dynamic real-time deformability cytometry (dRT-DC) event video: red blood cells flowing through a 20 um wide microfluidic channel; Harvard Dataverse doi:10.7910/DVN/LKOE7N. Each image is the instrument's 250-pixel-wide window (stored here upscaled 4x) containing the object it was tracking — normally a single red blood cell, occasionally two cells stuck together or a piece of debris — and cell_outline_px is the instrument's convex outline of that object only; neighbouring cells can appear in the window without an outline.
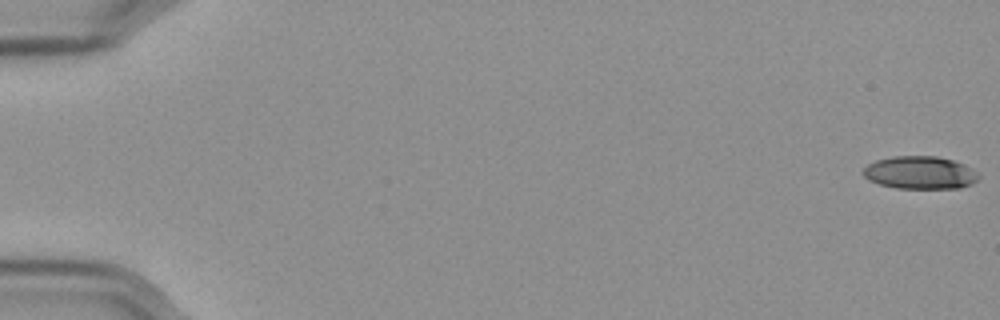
{"species": "Egyptian fruit bat (a non-hibernating species)", "species_latin": "Rousettus aegyptiacus", "temperature_condition": "cold", "stored_images_in_passage": 57, "camera_frame_rate_fps": 3000, "um_per_image_px": 0.085, "frame": {"image": 1, "passage_image": 1, "time_ms": 0.0, "image_size_px": [1000, 320], "cell_outline_px": [[980, 176], [972, 184], [960, 188], [896, 188], [880, 184], [868, 180], [860, 172], [868, 164], [876, 160], [892, 156], [936, 156], [952, 160], [964, 164], [980, 172]], "centroid_in_image_um": [78.21, 14.67], "position_along_channel_um": 6.8, "area_um2": 22.25}}
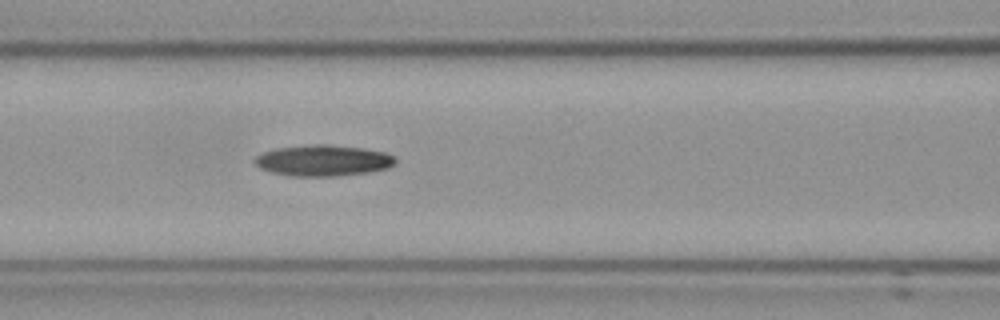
{"frame": {"image": 2, "passage_image": 26, "time_ms": 8.333, "image_size_px": [1000, 320], "cell_outline_px": [[396, 164], [388, 168], [368, 172], [336, 176], [288, 176], [272, 172], [260, 168], [252, 160], [256, 156], [264, 152], [276, 148], [312, 144], [328, 144], [364, 148], [384, 152], [392, 156], [396, 160]], "centroid_in_image_um": [27.45, 13.64], "position_along_channel_um": 139.1, "area_um2": 25.55}}
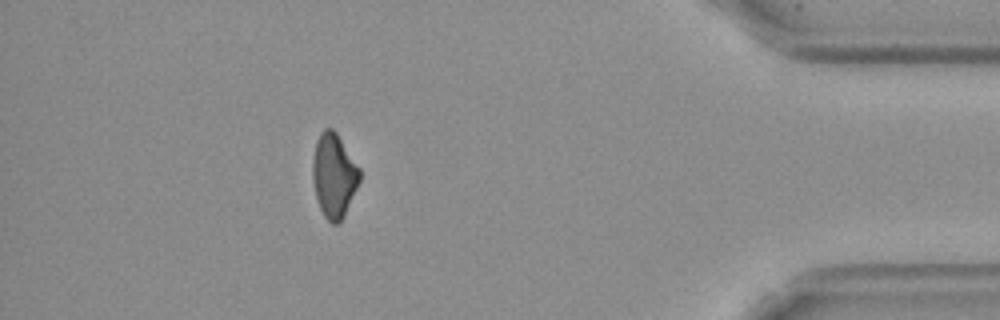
{"frame": {"image": 3, "passage_image": 52, "time_ms": 17.0, "image_size_px": [1000, 320], "cell_outline_px": [[360, 180], [344, 216], [336, 224], [332, 224], [324, 216], [320, 208], [316, 196], [312, 180], [312, 160], [316, 140], [320, 132], [324, 128], [332, 128], [336, 132], [360, 168]], "centroid_in_image_um": [28.37, 14.89], "position_along_channel_um": 406.8, "area_um2": 23.0}}